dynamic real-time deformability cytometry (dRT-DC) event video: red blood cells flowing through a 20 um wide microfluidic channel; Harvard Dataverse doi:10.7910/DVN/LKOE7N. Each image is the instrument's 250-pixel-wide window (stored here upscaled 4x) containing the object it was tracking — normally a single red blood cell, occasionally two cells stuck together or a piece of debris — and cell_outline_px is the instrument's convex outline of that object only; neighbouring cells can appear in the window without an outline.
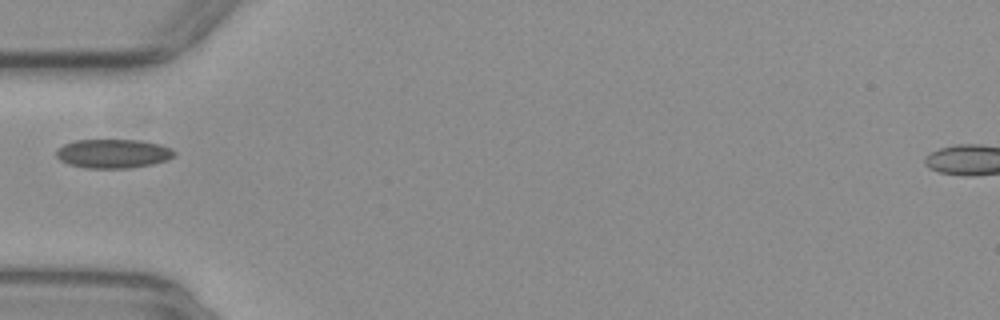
{"species": "common noctule bat (a hibernating species)", "species_latin": "Nyctalus noctula", "temperature_condition": "warm", "stored_images_in_passage": 36, "camera_frame_rate_fps": 3000, "um_per_image_px": 0.085, "animal": {"sex": "female", "body_mass_g": 29.2, "forearm_length_mm": 56.3}, "frame": {"image": 1, "passage_image": 1, "time_ms": 0.0, "image_size_px": [1000, 320], "cell_outline_px": [[176, 156], [168, 160], [152, 164], [128, 168], [84, 168], [68, 164], [60, 160], [56, 156], [56, 148], [64, 144], [76, 140], [144, 140], [160, 144], [172, 148], [176, 152]], "centroid_in_image_um": [9.64, 13.05], "position_along_channel_um": 75.4, "area_um2": 20.23}}
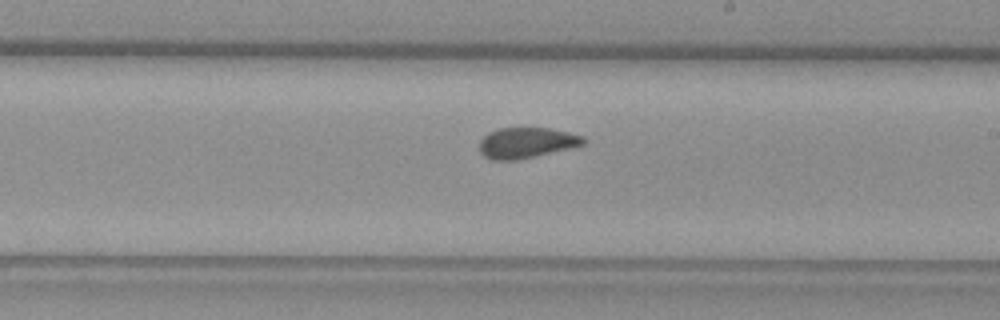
{"frame": {"image": 2, "passage_image": 14, "time_ms": 4.333, "image_size_px": [1000, 320], "cell_outline_px": [[588, 140], [584, 144], [536, 156], [516, 160], [492, 160], [484, 156], [480, 152], [480, 140], [488, 132], [500, 128], [548, 128], [568, 132], [584, 136]], "centroid_in_image_um": [44.75, 12.13], "position_along_channel_um": 244.3, "area_um2": 18.5}}
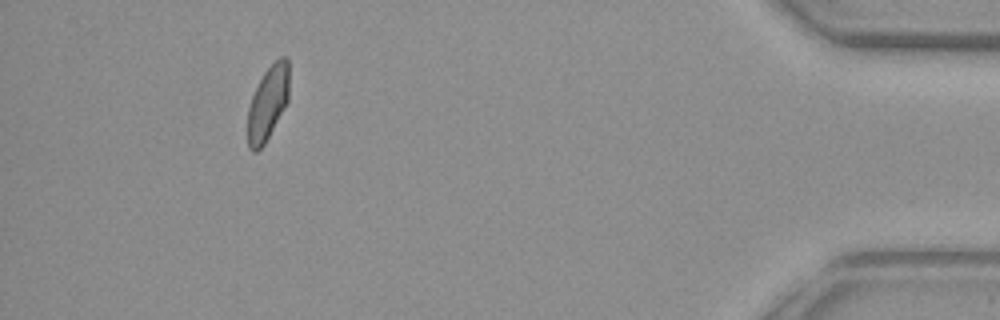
{"frame": {"image": 3, "passage_image": 32, "time_ms": 10.333, "image_size_px": [1000, 320], "cell_outline_px": [[288, 100], [284, 108], [264, 144], [256, 152], [252, 152], [248, 148], [248, 108], [252, 96], [264, 72], [280, 56], [288, 56]], "centroid_in_image_um": [22.76, 8.76], "position_along_channel_um": 412.4, "area_um2": 17.63}}